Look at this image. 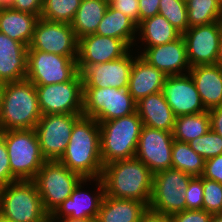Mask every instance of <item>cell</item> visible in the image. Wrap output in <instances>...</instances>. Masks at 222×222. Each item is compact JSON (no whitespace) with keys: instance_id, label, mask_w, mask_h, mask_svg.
I'll return each mask as SVG.
<instances>
[{"instance_id":"cell-49","label":"cell","mask_w":222,"mask_h":222,"mask_svg":"<svg viewBox=\"0 0 222 222\" xmlns=\"http://www.w3.org/2000/svg\"><path fill=\"white\" fill-rule=\"evenodd\" d=\"M210 222H222V213L212 214Z\"/></svg>"},{"instance_id":"cell-44","label":"cell","mask_w":222,"mask_h":222,"mask_svg":"<svg viewBox=\"0 0 222 222\" xmlns=\"http://www.w3.org/2000/svg\"><path fill=\"white\" fill-rule=\"evenodd\" d=\"M211 130L222 136V105L208 111Z\"/></svg>"},{"instance_id":"cell-27","label":"cell","mask_w":222,"mask_h":222,"mask_svg":"<svg viewBox=\"0 0 222 222\" xmlns=\"http://www.w3.org/2000/svg\"><path fill=\"white\" fill-rule=\"evenodd\" d=\"M39 16L13 9L0 11V32L29 47Z\"/></svg>"},{"instance_id":"cell-30","label":"cell","mask_w":222,"mask_h":222,"mask_svg":"<svg viewBox=\"0 0 222 222\" xmlns=\"http://www.w3.org/2000/svg\"><path fill=\"white\" fill-rule=\"evenodd\" d=\"M211 129L208 111L175 117L173 138L186 142L206 134Z\"/></svg>"},{"instance_id":"cell-9","label":"cell","mask_w":222,"mask_h":222,"mask_svg":"<svg viewBox=\"0 0 222 222\" xmlns=\"http://www.w3.org/2000/svg\"><path fill=\"white\" fill-rule=\"evenodd\" d=\"M192 178L173 168L153 174V190L148 209L167 216L186 210L184 196Z\"/></svg>"},{"instance_id":"cell-41","label":"cell","mask_w":222,"mask_h":222,"mask_svg":"<svg viewBox=\"0 0 222 222\" xmlns=\"http://www.w3.org/2000/svg\"><path fill=\"white\" fill-rule=\"evenodd\" d=\"M139 0H118L113 7L127 17H129L136 25L139 24Z\"/></svg>"},{"instance_id":"cell-36","label":"cell","mask_w":222,"mask_h":222,"mask_svg":"<svg viewBox=\"0 0 222 222\" xmlns=\"http://www.w3.org/2000/svg\"><path fill=\"white\" fill-rule=\"evenodd\" d=\"M202 209L211 214L222 213V184L204 177Z\"/></svg>"},{"instance_id":"cell-26","label":"cell","mask_w":222,"mask_h":222,"mask_svg":"<svg viewBox=\"0 0 222 222\" xmlns=\"http://www.w3.org/2000/svg\"><path fill=\"white\" fill-rule=\"evenodd\" d=\"M148 206L131 199H116L104 195L97 215V222H140Z\"/></svg>"},{"instance_id":"cell-15","label":"cell","mask_w":222,"mask_h":222,"mask_svg":"<svg viewBox=\"0 0 222 222\" xmlns=\"http://www.w3.org/2000/svg\"><path fill=\"white\" fill-rule=\"evenodd\" d=\"M182 36L190 67L216 64L222 37V21L189 27Z\"/></svg>"},{"instance_id":"cell-3","label":"cell","mask_w":222,"mask_h":222,"mask_svg":"<svg viewBox=\"0 0 222 222\" xmlns=\"http://www.w3.org/2000/svg\"><path fill=\"white\" fill-rule=\"evenodd\" d=\"M42 117L35 85L27 79L4 83L0 131L35 129Z\"/></svg>"},{"instance_id":"cell-21","label":"cell","mask_w":222,"mask_h":222,"mask_svg":"<svg viewBox=\"0 0 222 222\" xmlns=\"http://www.w3.org/2000/svg\"><path fill=\"white\" fill-rule=\"evenodd\" d=\"M28 47L0 32V82L26 79Z\"/></svg>"},{"instance_id":"cell-5","label":"cell","mask_w":222,"mask_h":222,"mask_svg":"<svg viewBox=\"0 0 222 222\" xmlns=\"http://www.w3.org/2000/svg\"><path fill=\"white\" fill-rule=\"evenodd\" d=\"M0 214L10 222H49L33 180H17L0 189Z\"/></svg>"},{"instance_id":"cell-29","label":"cell","mask_w":222,"mask_h":222,"mask_svg":"<svg viewBox=\"0 0 222 222\" xmlns=\"http://www.w3.org/2000/svg\"><path fill=\"white\" fill-rule=\"evenodd\" d=\"M105 0H82L71 23L77 39L95 34L108 8Z\"/></svg>"},{"instance_id":"cell-34","label":"cell","mask_w":222,"mask_h":222,"mask_svg":"<svg viewBox=\"0 0 222 222\" xmlns=\"http://www.w3.org/2000/svg\"><path fill=\"white\" fill-rule=\"evenodd\" d=\"M158 14L165 17L181 34L189 28L184 0H160Z\"/></svg>"},{"instance_id":"cell-38","label":"cell","mask_w":222,"mask_h":222,"mask_svg":"<svg viewBox=\"0 0 222 222\" xmlns=\"http://www.w3.org/2000/svg\"><path fill=\"white\" fill-rule=\"evenodd\" d=\"M17 181L12 175L5 140L0 136V189Z\"/></svg>"},{"instance_id":"cell-42","label":"cell","mask_w":222,"mask_h":222,"mask_svg":"<svg viewBox=\"0 0 222 222\" xmlns=\"http://www.w3.org/2000/svg\"><path fill=\"white\" fill-rule=\"evenodd\" d=\"M43 0H14L13 10L28 12L41 17Z\"/></svg>"},{"instance_id":"cell-45","label":"cell","mask_w":222,"mask_h":222,"mask_svg":"<svg viewBox=\"0 0 222 222\" xmlns=\"http://www.w3.org/2000/svg\"><path fill=\"white\" fill-rule=\"evenodd\" d=\"M140 222H172L171 217L165 214L153 212L148 209L142 216Z\"/></svg>"},{"instance_id":"cell-12","label":"cell","mask_w":222,"mask_h":222,"mask_svg":"<svg viewBox=\"0 0 222 222\" xmlns=\"http://www.w3.org/2000/svg\"><path fill=\"white\" fill-rule=\"evenodd\" d=\"M83 114L42 115L35 126L42 156L46 160H59L69 143L75 122Z\"/></svg>"},{"instance_id":"cell-39","label":"cell","mask_w":222,"mask_h":222,"mask_svg":"<svg viewBox=\"0 0 222 222\" xmlns=\"http://www.w3.org/2000/svg\"><path fill=\"white\" fill-rule=\"evenodd\" d=\"M170 217L172 222H210L212 214L203 209H186Z\"/></svg>"},{"instance_id":"cell-51","label":"cell","mask_w":222,"mask_h":222,"mask_svg":"<svg viewBox=\"0 0 222 222\" xmlns=\"http://www.w3.org/2000/svg\"><path fill=\"white\" fill-rule=\"evenodd\" d=\"M109 6H113L118 0H105Z\"/></svg>"},{"instance_id":"cell-22","label":"cell","mask_w":222,"mask_h":222,"mask_svg":"<svg viewBox=\"0 0 222 222\" xmlns=\"http://www.w3.org/2000/svg\"><path fill=\"white\" fill-rule=\"evenodd\" d=\"M166 78L162 71L150 65L138 54L131 67L128 91L137 103L150 94L162 91Z\"/></svg>"},{"instance_id":"cell-31","label":"cell","mask_w":222,"mask_h":222,"mask_svg":"<svg viewBox=\"0 0 222 222\" xmlns=\"http://www.w3.org/2000/svg\"><path fill=\"white\" fill-rule=\"evenodd\" d=\"M172 168L192 177H201L204 173L205 160L186 142L174 139L172 147Z\"/></svg>"},{"instance_id":"cell-20","label":"cell","mask_w":222,"mask_h":222,"mask_svg":"<svg viewBox=\"0 0 222 222\" xmlns=\"http://www.w3.org/2000/svg\"><path fill=\"white\" fill-rule=\"evenodd\" d=\"M162 93L175 117L207 111L189 73L167 76Z\"/></svg>"},{"instance_id":"cell-37","label":"cell","mask_w":222,"mask_h":222,"mask_svg":"<svg viewBox=\"0 0 222 222\" xmlns=\"http://www.w3.org/2000/svg\"><path fill=\"white\" fill-rule=\"evenodd\" d=\"M186 209H202L203 206V176L193 177L185 191Z\"/></svg>"},{"instance_id":"cell-24","label":"cell","mask_w":222,"mask_h":222,"mask_svg":"<svg viewBox=\"0 0 222 222\" xmlns=\"http://www.w3.org/2000/svg\"><path fill=\"white\" fill-rule=\"evenodd\" d=\"M136 111L144 126L173 132L175 116L162 91L150 94L137 102Z\"/></svg>"},{"instance_id":"cell-10","label":"cell","mask_w":222,"mask_h":222,"mask_svg":"<svg viewBox=\"0 0 222 222\" xmlns=\"http://www.w3.org/2000/svg\"><path fill=\"white\" fill-rule=\"evenodd\" d=\"M77 59L28 50L26 79L34 85H49L71 81L77 74Z\"/></svg>"},{"instance_id":"cell-8","label":"cell","mask_w":222,"mask_h":222,"mask_svg":"<svg viewBox=\"0 0 222 222\" xmlns=\"http://www.w3.org/2000/svg\"><path fill=\"white\" fill-rule=\"evenodd\" d=\"M136 112V102L128 88L83 87V116L98 123L131 115Z\"/></svg>"},{"instance_id":"cell-1","label":"cell","mask_w":222,"mask_h":222,"mask_svg":"<svg viewBox=\"0 0 222 222\" xmlns=\"http://www.w3.org/2000/svg\"><path fill=\"white\" fill-rule=\"evenodd\" d=\"M59 161L83 179L101 177L104 165L100 127L94 118L82 115L75 122L67 148Z\"/></svg>"},{"instance_id":"cell-40","label":"cell","mask_w":222,"mask_h":222,"mask_svg":"<svg viewBox=\"0 0 222 222\" xmlns=\"http://www.w3.org/2000/svg\"><path fill=\"white\" fill-rule=\"evenodd\" d=\"M202 176L222 184V155L205 160L204 173Z\"/></svg>"},{"instance_id":"cell-35","label":"cell","mask_w":222,"mask_h":222,"mask_svg":"<svg viewBox=\"0 0 222 222\" xmlns=\"http://www.w3.org/2000/svg\"><path fill=\"white\" fill-rule=\"evenodd\" d=\"M188 144L204 160L222 155V136L211 129L206 134L189 141Z\"/></svg>"},{"instance_id":"cell-7","label":"cell","mask_w":222,"mask_h":222,"mask_svg":"<svg viewBox=\"0 0 222 222\" xmlns=\"http://www.w3.org/2000/svg\"><path fill=\"white\" fill-rule=\"evenodd\" d=\"M83 178L69 170L59 160H46L35 178L37 190L46 212L51 215Z\"/></svg>"},{"instance_id":"cell-46","label":"cell","mask_w":222,"mask_h":222,"mask_svg":"<svg viewBox=\"0 0 222 222\" xmlns=\"http://www.w3.org/2000/svg\"><path fill=\"white\" fill-rule=\"evenodd\" d=\"M50 222H97L96 219L84 218V219H72L70 217L63 219H50Z\"/></svg>"},{"instance_id":"cell-11","label":"cell","mask_w":222,"mask_h":222,"mask_svg":"<svg viewBox=\"0 0 222 222\" xmlns=\"http://www.w3.org/2000/svg\"><path fill=\"white\" fill-rule=\"evenodd\" d=\"M39 109L46 114H83V82L80 72L64 83L35 85Z\"/></svg>"},{"instance_id":"cell-23","label":"cell","mask_w":222,"mask_h":222,"mask_svg":"<svg viewBox=\"0 0 222 222\" xmlns=\"http://www.w3.org/2000/svg\"><path fill=\"white\" fill-rule=\"evenodd\" d=\"M189 74L207 111L222 105V68L216 64L191 67Z\"/></svg>"},{"instance_id":"cell-28","label":"cell","mask_w":222,"mask_h":222,"mask_svg":"<svg viewBox=\"0 0 222 222\" xmlns=\"http://www.w3.org/2000/svg\"><path fill=\"white\" fill-rule=\"evenodd\" d=\"M95 34L121 39L134 48L137 25L113 6H108Z\"/></svg>"},{"instance_id":"cell-52","label":"cell","mask_w":222,"mask_h":222,"mask_svg":"<svg viewBox=\"0 0 222 222\" xmlns=\"http://www.w3.org/2000/svg\"><path fill=\"white\" fill-rule=\"evenodd\" d=\"M0 222H10V221L0 214Z\"/></svg>"},{"instance_id":"cell-13","label":"cell","mask_w":222,"mask_h":222,"mask_svg":"<svg viewBox=\"0 0 222 222\" xmlns=\"http://www.w3.org/2000/svg\"><path fill=\"white\" fill-rule=\"evenodd\" d=\"M28 50H40L72 59L78 57V39L71 24L39 18Z\"/></svg>"},{"instance_id":"cell-48","label":"cell","mask_w":222,"mask_h":222,"mask_svg":"<svg viewBox=\"0 0 222 222\" xmlns=\"http://www.w3.org/2000/svg\"><path fill=\"white\" fill-rule=\"evenodd\" d=\"M216 65H218L222 68V37H221V40H220L219 53H218V58H217V61H216Z\"/></svg>"},{"instance_id":"cell-47","label":"cell","mask_w":222,"mask_h":222,"mask_svg":"<svg viewBox=\"0 0 222 222\" xmlns=\"http://www.w3.org/2000/svg\"><path fill=\"white\" fill-rule=\"evenodd\" d=\"M14 0H0V11L13 9Z\"/></svg>"},{"instance_id":"cell-25","label":"cell","mask_w":222,"mask_h":222,"mask_svg":"<svg viewBox=\"0 0 222 222\" xmlns=\"http://www.w3.org/2000/svg\"><path fill=\"white\" fill-rule=\"evenodd\" d=\"M181 35L165 17L156 14L144 19L137 25L134 47L163 45L178 39Z\"/></svg>"},{"instance_id":"cell-2","label":"cell","mask_w":222,"mask_h":222,"mask_svg":"<svg viewBox=\"0 0 222 222\" xmlns=\"http://www.w3.org/2000/svg\"><path fill=\"white\" fill-rule=\"evenodd\" d=\"M101 179L105 195L116 199L141 201L149 206L153 190V173L136 157L105 164Z\"/></svg>"},{"instance_id":"cell-50","label":"cell","mask_w":222,"mask_h":222,"mask_svg":"<svg viewBox=\"0 0 222 222\" xmlns=\"http://www.w3.org/2000/svg\"><path fill=\"white\" fill-rule=\"evenodd\" d=\"M3 90H4V83L0 82V108L2 104Z\"/></svg>"},{"instance_id":"cell-43","label":"cell","mask_w":222,"mask_h":222,"mask_svg":"<svg viewBox=\"0 0 222 222\" xmlns=\"http://www.w3.org/2000/svg\"><path fill=\"white\" fill-rule=\"evenodd\" d=\"M160 0H139V23L159 12Z\"/></svg>"},{"instance_id":"cell-18","label":"cell","mask_w":222,"mask_h":222,"mask_svg":"<svg viewBox=\"0 0 222 222\" xmlns=\"http://www.w3.org/2000/svg\"><path fill=\"white\" fill-rule=\"evenodd\" d=\"M132 48L123 40L97 34L78 39L77 66L81 73L88 65L101 64L125 56Z\"/></svg>"},{"instance_id":"cell-32","label":"cell","mask_w":222,"mask_h":222,"mask_svg":"<svg viewBox=\"0 0 222 222\" xmlns=\"http://www.w3.org/2000/svg\"><path fill=\"white\" fill-rule=\"evenodd\" d=\"M189 27L222 21V0H187Z\"/></svg>"},{"instance_id":"cell-16","label":"cell","mask_w":222,"mask_h":222,"mask_svg":"<svg viewBox=\"0 0 222 222\" xmlns=\"http://www.w3.org/2000/svg\"><path fill=\"white\" fill-rule=\"evenodd\" d=\"M173 142L172 132L143 125L135 157L142 161L153 174L170 169Z\"/></svg>"},{"instance_id":"cell-19","label":"cell","mask_w":222,"mask_h":222,"mask_svg":"<svg viewBox=\"0 0 222 222\" xmlns=\"http://www.w3.org/2000/svg\"><path fill=\"white\" fill-rule=\"evenodd\" d=\"M134 50H138L137 53L143 59L162 71L166 76L187 74L191 68L182 35L178 39L163 45L135 47Z\"/></svg>"},{"instance_id":"cell-33","label":"cell","mask_w":222,"mask_h":222,"mask_svg":"<svg viewBox=\"0 0 222 222\" xmlns=\"http://www.w3.org/2000/svg\"><path fill=\"white\" fill-rule=\"evenodd\" d=\"M82 0H44L41 18L71 24Z\"/></svg>"},{"instance_id":"cell-14","label":"cell","mask_w":222,"mask_h":222,"mask_svg":"<svg viewBox=\"0 0 222 222\" xmlns=\"http://www.w3.org/2000/svg\"><path fill=\"white\" fill-rule=\"evenodd\" d=\"M87 182L90 183L88 184ZM91 183L95 185L93 190L85 189L88 185H92ZM84 186L86 187L84 188ZM104 195V184L101 177L82 179L70 197L50 215V219H63L67 217L72 219H96Z\"/></svg>"},{"instance_id":"cell-17","label":"cell","mask_w":222,"mask_h":222,"mask_svg":"<svg viewBox=\"0 0 222 222\" xmlns=\"http://www.w3.org/2000/svg\"><path fill=\"white\" fill-rule=\"evenodd\" d=\"M138 53L132 48L125 56L101 63L88 65L80 74L83 87L128 88L134 58Z\"/></svg>"},{"instance_id":"cell-6","label":"cell","mask_w":222,"mask_h":222,"mask_svg":"<svg viewBox=\"0 0 222 222\" xmlns=\"http://www.w3.org/2000/svg\"><path fill=\"white\" fill-rule=\"evenodd\" d=\"M5 140L12 175L33 180L46 159L42 156L35 129L0 131Z\"/></svg>"},{"instance_id":"cell-4","label":"cell","mask_w":222,"mask_h":222,"mask_svg":"<svg viewBox=\"0 0 222 222\" xmlns=\"http://www.w3.org/2000/svg\"><path fill=\"white\" fill-rule=\"evenodd\" d=\"M143 123L137 111L131 115L99 123L103 165L135 158Z\"/></svg>"}]
</instances>
